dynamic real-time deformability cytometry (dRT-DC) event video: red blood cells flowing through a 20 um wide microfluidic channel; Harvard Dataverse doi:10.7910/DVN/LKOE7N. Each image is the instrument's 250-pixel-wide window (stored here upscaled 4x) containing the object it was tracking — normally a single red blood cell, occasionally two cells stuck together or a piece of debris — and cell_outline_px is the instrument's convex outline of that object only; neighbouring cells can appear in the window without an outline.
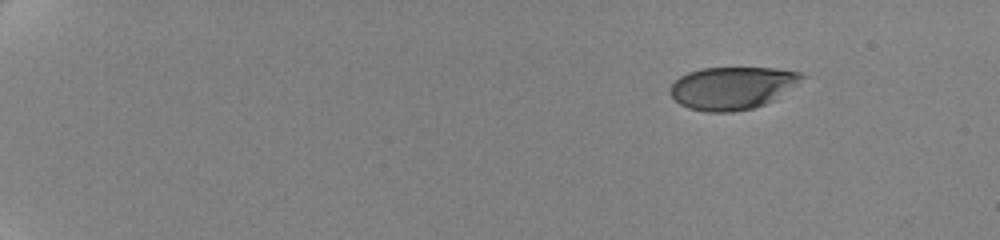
{"species": "human", "species_latin": "Homo sapiens", "temperature_condition": "cold", "stored_images_in_passage": 14, "camera_frame_rate_fps": 3000, "um_per_image_px": 0.085, "donor": {"sex": "female"}, "frame": {"image": 1, "passage_image": 1, "time_ms": 0.0, "image_size_px": [1000, 240], "cell_outline_px": [[808, 76], [772, 100], [764, 104], [752, 108], [732, 112], [708, 112], [688, 108], [680, 104], [668, 92], [672, 84], [680, 76], [688, 72], [700, 68], [776, 68], [800, 72]], "centroid_in_image_um": [62.22, 7.47], "position_along_channel_um": 22.8, "area_um2": 32.54}}
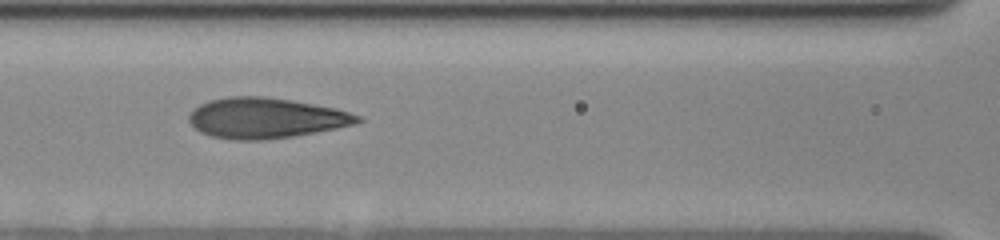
{"frame": {"image": 2, "passage_image": 12, "time_ms": 7.667, "image_size_px": [1000, 240], "cell_outline_px": [[364, 120], [356, 124], [316, 132], [292, 136], [264, 140], [232, 140], [212, 136], [200, 132], [188, 120], [188, 116], [200, 104], [208, 100], [228, 96], [264, 96], [292, 100], [336, 108], [364, 116]], "centroid_in_image_um": [22.63, 10.03], "position_along_channel_um": 144.0, "area_um2": 39.94}}
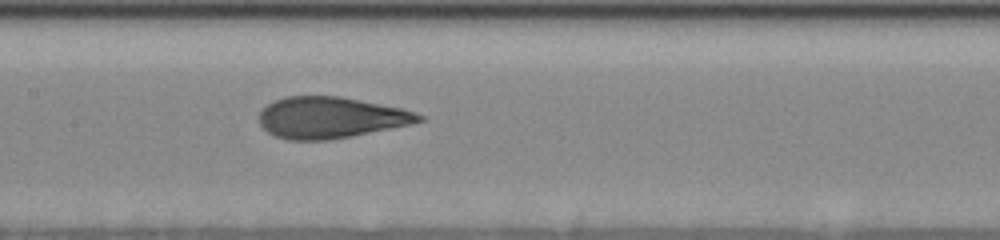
{"frame": {"image": 3, "passage_image": 14, "time_ms": 8.667, "image_size_px": [1000, 240], "cell_outline_px": [[424, 120], [412, 124], [352, 136], [328, 140], [288, 140], [276, 136], [268, 132], [260, 124], [260, 112], [268, 104], [284, 96], [340, 96], [400, 108], [424, 116]], "centroid_in_image_um": [28.09, 10.0], "position_along_channel_um": 179.3, "area_um2": 38.15}}